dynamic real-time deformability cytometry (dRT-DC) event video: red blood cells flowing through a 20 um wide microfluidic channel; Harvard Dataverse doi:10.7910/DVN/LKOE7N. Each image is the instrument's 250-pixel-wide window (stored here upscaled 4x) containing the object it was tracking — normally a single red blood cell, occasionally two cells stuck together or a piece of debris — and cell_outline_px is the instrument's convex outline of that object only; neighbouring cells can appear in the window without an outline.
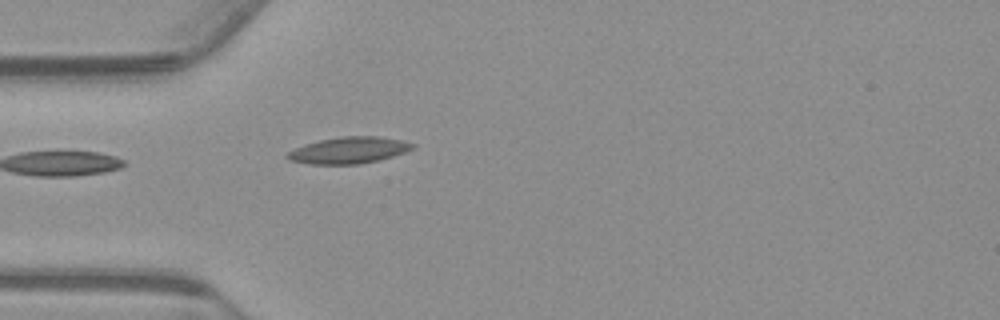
{"species": "common noctule bat (a hibernating species)", "species_latin": "Nyctalus noctula", "temperature_condition": "warm", "stored_images_in_passage": 5, "camera_frame_rate_fps": 3000, "um_per_image_px": 0.085, "animal": {"sex": "male", "body_mass_g": 23.1, "forearm_length_mm": 52.7}, "frame": {"image": 1, "passage_image": 1, "time_ms": 0.0, "image_size_px": [1000, 320], "cell_outline_px": [[416, 148], [380, 160], [360, 164], [308, 164], [288, 160], [284, 156], [288, 152], [304, 144], [320, 140], [340, 136], [380, 136], [400, 140], [416, 144]], "centroid_in_image_um": [29.65, 12.77], "position_along_channel_um": 55.4, "area_um2": 19.48}}